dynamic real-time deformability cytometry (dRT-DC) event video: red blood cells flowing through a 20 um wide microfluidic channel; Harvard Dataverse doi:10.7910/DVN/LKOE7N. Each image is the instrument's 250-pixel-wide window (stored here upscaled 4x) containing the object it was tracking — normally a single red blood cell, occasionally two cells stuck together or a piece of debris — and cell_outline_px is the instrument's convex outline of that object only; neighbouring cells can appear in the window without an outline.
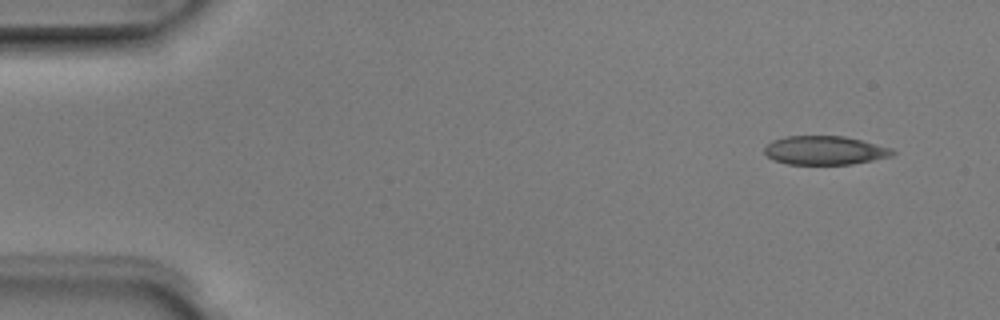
{"species": "Egyptian fruit bat (a non-hibernating species)", "species_latin": "Rousettus aegyptiacus", "temperature_condition": "room temperature", "stored_images_in_passage": 4, "camera_frame_rate_fps": 3000, "um_per_image_px": 0.085, "animal": {"sex": "male"}, "frame": {"image": 1, "passage_image": 1, "time_ms": 0.0, "image_size_px": [1000, 320], "cell_outline_px": [[896, 152], [892, 156], [852, 164], [788, 164], [776, 160], [768, 156], [764, 152], [764, 148], [772, 140], [784, 136], [844, 136], [892, 148]], "centroid_in_image_um": [70.11, 12.77], "position_along_channel_um": 14.9, "area_um2": 21.33}}
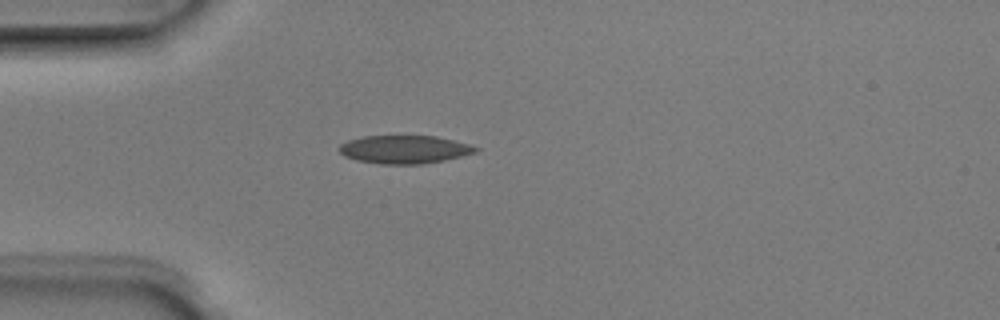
{"frame": {"image": 2, "passage_image": 4, "time_ms": 1.0, "image_size_px": [1000, 320], "cell_outline_px": [[480, 148], [476, 152], [444, 160], [424, 164], [380, 164], [356, 160], [344, 156], [340, 152], [340, 144], [348, 140], [364, 136], [436, 136], [468, 144]], "centroid_in_image_um": [34.36, 12.7], "position_along_channel_um": 50.6, "area_um2": 22.25}}